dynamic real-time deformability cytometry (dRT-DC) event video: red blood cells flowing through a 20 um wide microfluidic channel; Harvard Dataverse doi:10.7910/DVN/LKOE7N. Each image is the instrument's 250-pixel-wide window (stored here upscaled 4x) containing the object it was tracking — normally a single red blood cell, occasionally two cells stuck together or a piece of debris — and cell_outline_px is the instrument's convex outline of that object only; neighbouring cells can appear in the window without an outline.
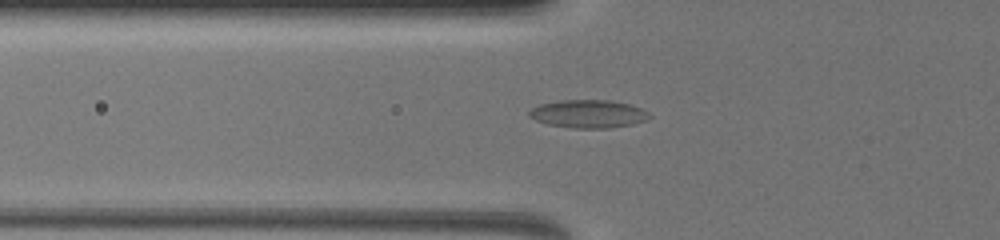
{"species": "common noctule bat (a hibernating species)", "species_latin": "Nyctalus noctula", "temperature_condition": "warm", "stored_images_in_passage": 33, "camera_frame_rate_fps": 3000, "um_per_image_px": 0.085, "animal": {"sex": "female", "body_mass_g": 19.5, "forearm_length_mm": 54.1}, "frame": {"image": 1, "passage_image": 3, "time_ms": 0.333, "image_size_px": [1000, 240], "cell_outline_px": [[652, 116], [648, 120], [632, 124], [608, 128], [576, 128], [548, 124], [536, 120], [528, 116], [528, 112], [532, 108], [540, 104], [564, 100], [608, 100], [628, 104], [640, 108], [648, 112]], "centroid_in_image_um": [50.02, 9.68], "position_along_channel_um": 75.8, "area_um2": 19.48}}
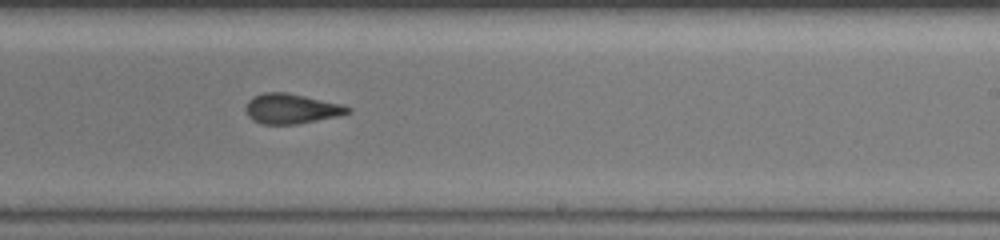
{"frame": {"image": 2, "passage_image": 19, "time_ms": 5.0, "image_size_px": [1000, 240], "cell_outline_px": [[352, 112], [336, 116], [296, 124], [260, 124], [252, 120], [248, 116], [244, 108], [248, 100], [252, 96], [264, 92], [284, 92], [344, 104], [352, 108]], "centroid_in_image_um": [24.74, 9.23], "position_along_channel_um": 264.3, "area_um2": 17.92}}
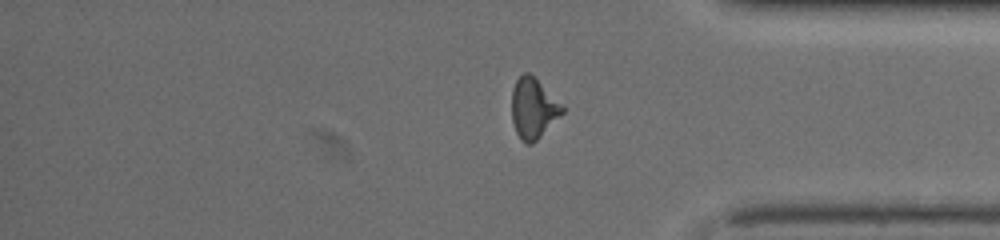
{"frame": {"image": 3, "passage_image": 32, "time_ms": 8.333, "image_size_px": [1000, 240], "cell_outline_px": [[564, 112], [532, 144], [528, 144], [520, 140], [516, 132], [512, 120], [512, 88], [516, 80], [524, 72], [528, 72], [564, 108]], "centroid_in_image_um": [45.28, 9.24], "position_along_channel_um": 389.9, "area_um2": 17.22}, "authors_computed_cell_mechanics": {"area_um2": 17.4556, "velocity_mm_per_s": 4.0363, "shape_relaxation_time_tau1_ms": null, "shape_relaxation_time_tau2_ms": 1.5481, "deformation_change_tau1": null, "deformation_change_tau2": 0.0744}}